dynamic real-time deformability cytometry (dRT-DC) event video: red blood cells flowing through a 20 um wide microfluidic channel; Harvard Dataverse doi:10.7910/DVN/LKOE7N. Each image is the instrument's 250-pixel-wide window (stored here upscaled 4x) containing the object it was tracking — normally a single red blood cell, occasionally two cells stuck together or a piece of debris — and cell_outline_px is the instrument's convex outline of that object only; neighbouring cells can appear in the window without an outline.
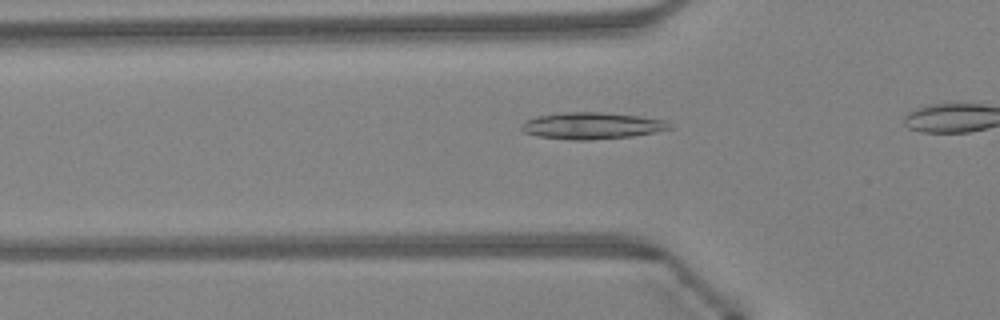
{"species": "Egyptian fruit bat (a non-hibernating species)", "species_latin": "Rousettus aegyptiacus", "temperature_condition": "warm", "stored_images_in_passage": 24, "camera_frame_rate_fps": 3000, "um_per_image_px": 0.085, "animal": {"sex": "female"}, "frame": {"image": 1, "passage_image": 5, "time_ms": 1.333, "image_size_px": [1000, 320], "cell_outline_px": [[672, 128], [632, 136], [588, 140], [572, 140], [536, 136], [524, 132], [520, 128], [524, 120], [536, 116], [564, 112], [600, 112], [640, 116], [668, 120], [672, 124]], "centroid_in_image_um": [50.29, 10.68], "position_along_channel_um": 75.5, "area_um2": 23.12}}
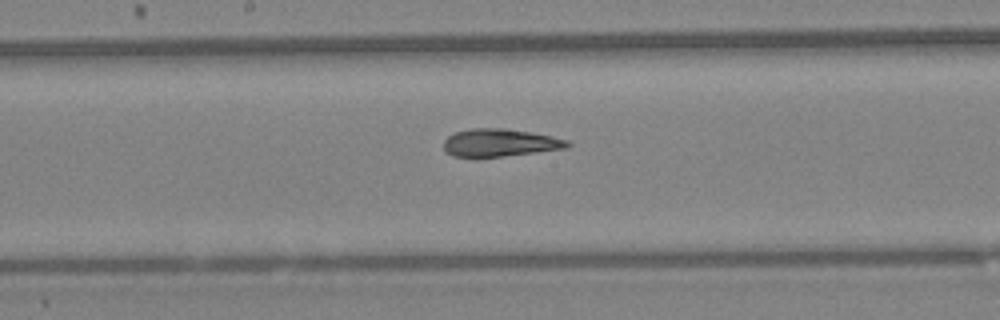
{"frame": {"image": 2, "passage_image": 14, "time_ms": 4.333, "image_size_px": [1000, 320], "cell_outline_px": [[572, 144], [568, 148], [536, 152], [500, 156], [452, 156], [444, 148], [444, 140], [448, 136], [456, 132], [472, 128], [504, 128], [552, 136], [568, 140]], "centroid_in_image_um": [42.52, 12.12], "position_along_channel_um": 205.7, "area_um2": 19.65}}
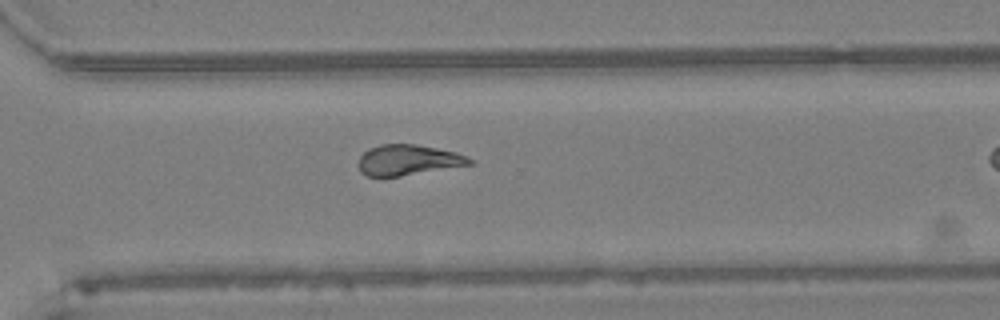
{"frame": {"image": 3, "passage_image": 23, "time_ms": 7.333, "image_size_px": [1000, 320], "cell_outline_px": [[476, 160], [472, 164], [400, 176], [368, 176], [360, 172], [356, 164], [360, 156], [368, 148], [380, 144], [416, 144], [456, 152]], "centroid_in_image_um": [34.66, 13.59], "position_along_channel_um": 335.9, "area_um2": 19.88}}